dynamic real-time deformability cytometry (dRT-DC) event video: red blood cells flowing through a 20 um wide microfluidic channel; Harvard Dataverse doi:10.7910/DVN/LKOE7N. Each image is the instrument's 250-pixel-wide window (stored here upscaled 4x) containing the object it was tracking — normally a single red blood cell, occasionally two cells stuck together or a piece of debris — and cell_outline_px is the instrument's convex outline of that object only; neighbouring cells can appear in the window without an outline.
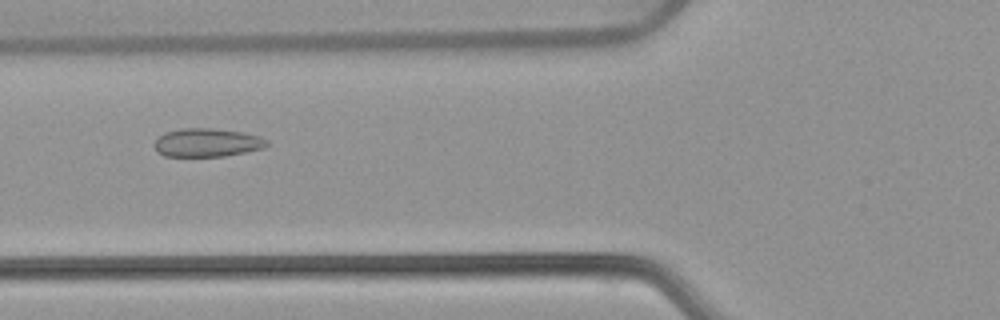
{"species": "common noctule bat (a hibernating species)", "species_latin": "Nyctalus noctula", "temperature_condition": "warm", "stored_images_in_passage": 54, "camera_frame_rate_fps": 3000, "um_per_image_px": 0.085, "animal": {"sex": "female", "body_mass_g": 22.7, "forearm_length_mm": 54.2}, "frame": {"image": 1, "passage_image": 21, "time_ms": 6.667, "image_size_px": [1000, 320], "cell_outline_px": [[268, 144], [264, 148], [224, 156], [164, 156], [156, 152], [152, 144], [164, 132], [180, 128], [212, 128], [240, 132], [260, 136], [268, 140]], "centroid_in_image_um": [17.56, 12.12], "position_along_channel_um": 108.2, "area_um2": 18.73}}
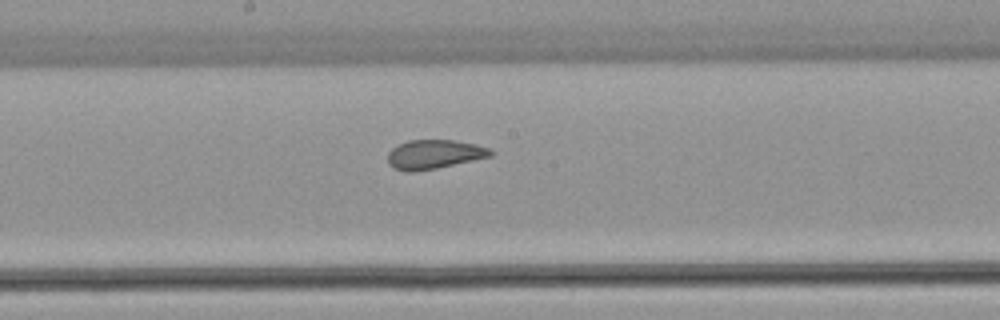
{"frame": {"image": 2, "passage_image": 29, "time_ms": 9.333, "image_size_px": [1000, 320], "cell_outline_px": [[496, 152], [492, 156], [436, 168], [412, 172], [408, 172], [392, 168], [388, 164], [388, 152], [392, 148], [408, 140], [456, 140], [476, 144], [492, 148]], "centroid_in_image_um": [36.94, 13.11], "position_along_channel_um": 211.3, "area_um2": 17.63}}
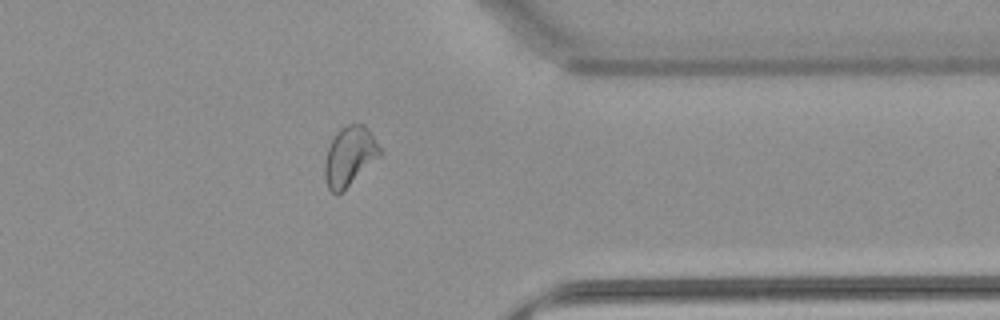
{"frame": {"image": 3, "passage_image": 43, "time_ms": 14.0, "image_size_px": [1000, 320], "cell_outline_px": [[384, 152], [380, 156], [340, 192], [332, 192], [328, 188], [324, 176], [324, 160], [328, 148], [336, 132], [340, 128], [348, 124], [364, 124], [368, 128]], "centroid_in_image_um": [29.72, 13.23], "position_along_channel_um": 381.7, "area_um2": 18.84}, "authors_computed_cell_mechanics": {"area_um2": 19.7965, "velocity_mm_per_s": 3.8578, "shape_relaxation_time_tau1_ms": null, "shape_relaxation_time_tau2_ms": 0.7356, "deformation_change_tau1": null, "deformation_change_tau2": 0.0511}}